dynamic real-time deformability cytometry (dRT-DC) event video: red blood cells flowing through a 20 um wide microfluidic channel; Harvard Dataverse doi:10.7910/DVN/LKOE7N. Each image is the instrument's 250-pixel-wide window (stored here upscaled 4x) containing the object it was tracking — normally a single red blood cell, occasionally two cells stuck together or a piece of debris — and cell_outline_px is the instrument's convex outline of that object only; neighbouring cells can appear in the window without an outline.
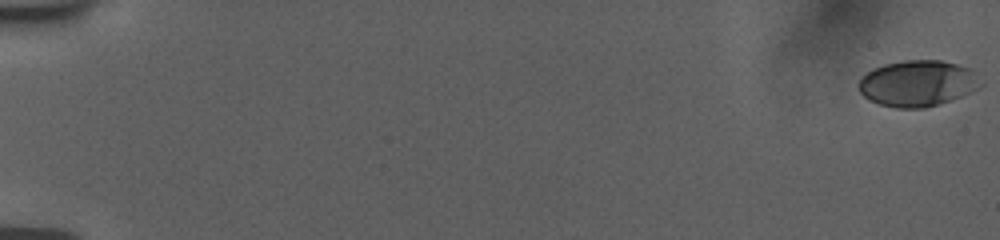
{"species": "human", "species_latin": "Homo sapiens", "temperature_condition": "room temperature", "stored_images_in_passage": 21, "camera_frame_rate_fps": 3000, "um_per_image_px": 0.085, "donor": {"sex": "female"}, "frame": {"image": 1, "passage_image": 1, "time_ms": 0.0, "image_size_px": [1000, 240], "cell_outline_px": [[984, 84], [952, 100], [924, 108], [896, 108], [880, 104], [868, 100], [860, 92], [860, 80], [872, 68], [884, 64], [904, 60], [940, 60], [956, 64], [968, 68]], "centroid_in_image_um": [77.97, 7.09], "position_along_channel_um": 7.0, "area_um2": 32.43}}
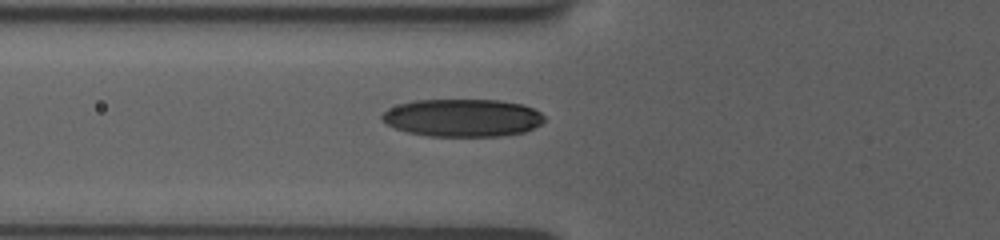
{"frame": {"image": 2, "passage_image": 18, "time_ms": 7.333, "image_size_px": [1000, 240], "cell_outline_px": [[544, 120], [540, 124], [524, 132], [500, 136], [428, 136], [408, 132], [396, 128], [380, 120], [380, 116], [388, 108], [400, 104], [416, 100], [500, 100], [524, 104], [540, 112], [544, 116]], "centroid_in_image_um": [39.31, 10.01], "position_along_channel_um": 86.5, "area_um2": 35.66}}
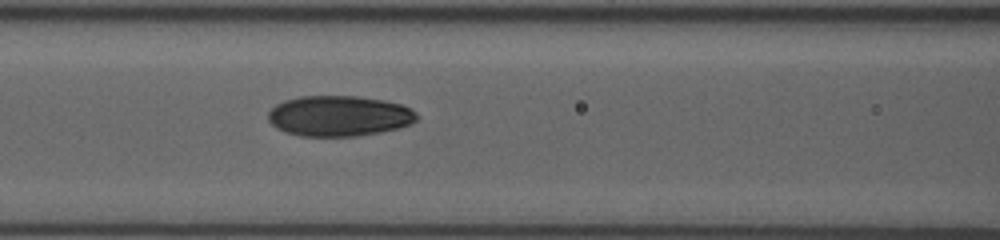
{"frame": {"image": 3, "passage_image": 21, "time_ms": 8.667, "image_size_px": [1000, 240], "cell_outline_px": [[416, 120], [412, 124], [400, 128], [380, 132], [356, 136], [300, 136], [284, 132], [276, 128], [268, 120], [268, 112], [276, 104], [284, 100], [300, 96], [356, 96], [384, 100], [400, 104], [412, 108], [416, 112]], "centroid_in_image_um": [28.82, 9.86], "position_along_channel_um": 137.8, "area_um2": 35.37}}